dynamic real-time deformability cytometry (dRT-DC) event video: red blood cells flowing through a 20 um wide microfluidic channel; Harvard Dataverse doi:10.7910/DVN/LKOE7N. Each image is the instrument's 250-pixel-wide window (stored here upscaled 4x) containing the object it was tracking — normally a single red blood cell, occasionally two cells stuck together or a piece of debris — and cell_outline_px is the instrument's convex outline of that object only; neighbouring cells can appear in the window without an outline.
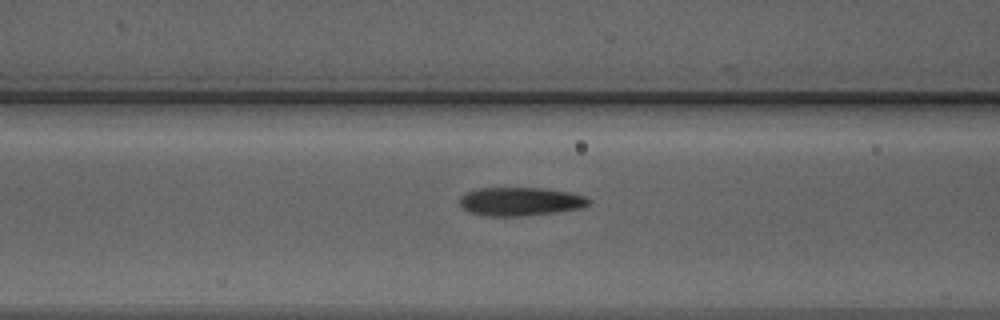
{"species": "Egyptian fruit bat (a non-hibernating species)", "species_latin": "Rousettus aegyptiacus", "temperature_condition": "warm", "stored_images_in_passage": 18, "camera_frame_rate_fps": 3000, "um_per_image_px": 0.085, "animal": {"sex": "male"}, "frame": {"image": 1, "passage_image": 16, "time_ms": 5.0, "image_size_px": [1000, 320], "cell_outline_px": [[592, 204], [584, 208], [556, 212], [524, 216], [480, 216], [468, 212], [460, 204], [460, 196], [464, 192], [480, 188], [544, 188], [572, 192], [584, 196], [592, 200]], "centroid_in_image_um": [44.26, 17.13], "position_along_channel_um": 122.3, "area_um2": 21.91}}